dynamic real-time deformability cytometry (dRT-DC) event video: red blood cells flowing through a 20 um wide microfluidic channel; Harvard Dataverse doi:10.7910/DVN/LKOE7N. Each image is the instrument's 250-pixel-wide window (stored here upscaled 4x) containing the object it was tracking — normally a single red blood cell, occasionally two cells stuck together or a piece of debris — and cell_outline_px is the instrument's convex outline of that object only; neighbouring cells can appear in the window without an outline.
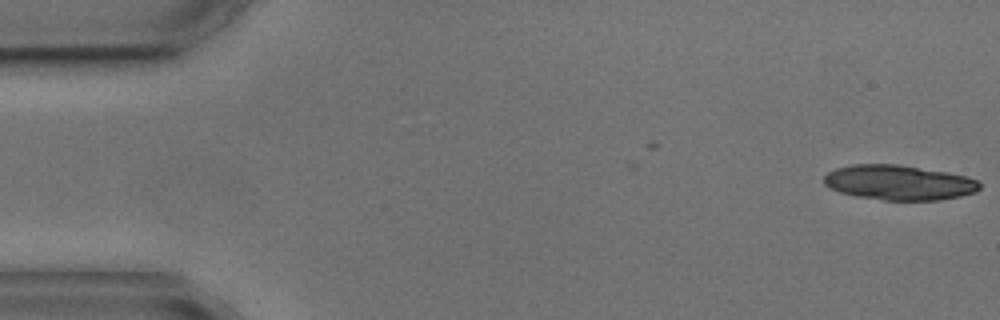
{"species": "common noctule bat (a hibernating species)", "species_latin": "Nyctalus noctula", "temperature_condition": "cold", "stored_images_in_passage": 2, "camera_frame_rate_fps": 3000, "um_per_image_px": 0.085, "animal": {"sex": "male", "body_mass_g": 17.9, "forearm_length_mm": 54.2}, "frame": {"image": 1, "passage_image": 2, "time_ms": 1.0, "image_size_px": [1000, 320], "cell_outline_px": [[980, 188], [976, 192], [960, 196], [940, 200], [884, 200], [856, 196], [840, 192], [824, 184], [824, 176], [828, 172], [836, 168], [852, 164], [896, 164], [948, 172], [964, 176], [976, 180], [980, 184]], "centroid_in_image_um": [76.4, 15.51], "position_along_channel_um": 8.6, "area_um2": 31.56}}